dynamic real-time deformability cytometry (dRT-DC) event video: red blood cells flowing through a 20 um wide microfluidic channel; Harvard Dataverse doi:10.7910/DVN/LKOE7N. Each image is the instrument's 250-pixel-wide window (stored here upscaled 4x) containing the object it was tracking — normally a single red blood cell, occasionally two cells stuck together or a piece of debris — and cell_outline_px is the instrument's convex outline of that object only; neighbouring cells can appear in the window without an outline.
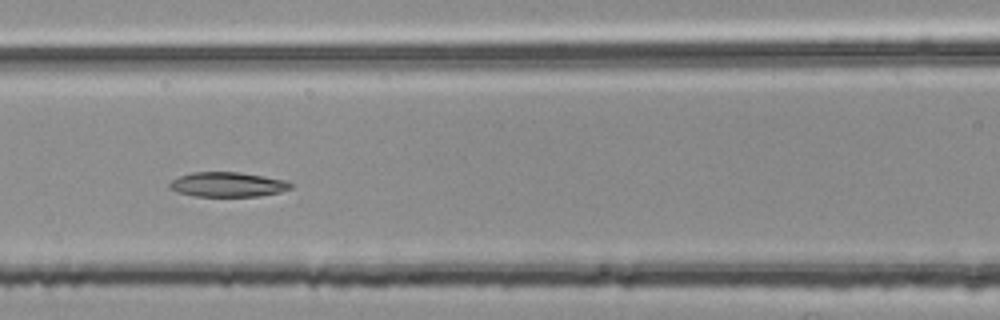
{"species": "common noctule bat (a hibernating species)", "species_latin": "Nyctalus noctula", "temperature_condition": "room temperature", "stored_images_in_passage": 50, "segment_of_instrument_passage": [2, 2], "camera_frame_rate_fps": 3000, "um_per_image_px": 0.085, "animal": {"sex": "female", "body_mass_g": 25.1}, "frame": {"image": 1, "passage_image": 22, "time_ms": 7.0, "image_size_px": [1000, 320], "cell_outline_px": [[292, 188], [280, 192], [260, 196], [196, 196], [176, 192], [168, 188], [168, 184], [172, 180], [180, 176], [192, 172], [236, 172], [264, 176], [284, 180], [292, 184]], "centroid_in_image_um": [19.32, 15.68], "position_along_channel_um": 147.3, "area_um2": 17.4}}
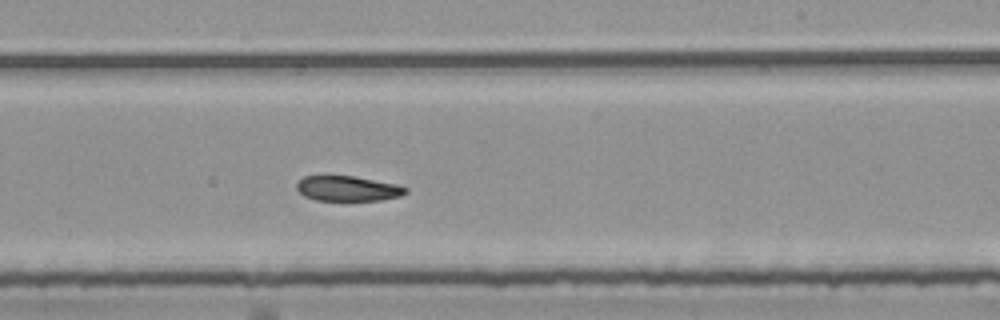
{"frame": {"image": 2, "passage_image": 31, "time_ms": 10.0, "image_size_px": [1000, 320], "cell_outline_px": [[408, 192], [400, 196], [380, 200], [316, 200], [304, 196], [296, 188], [296, 184], [304, 176], [352, 176], [396, 184], [408, 188]], "centroid_in_image_um": [29.56, 16.03], "position_along_channel_um": 259.4, "area_um2": 15.78}}
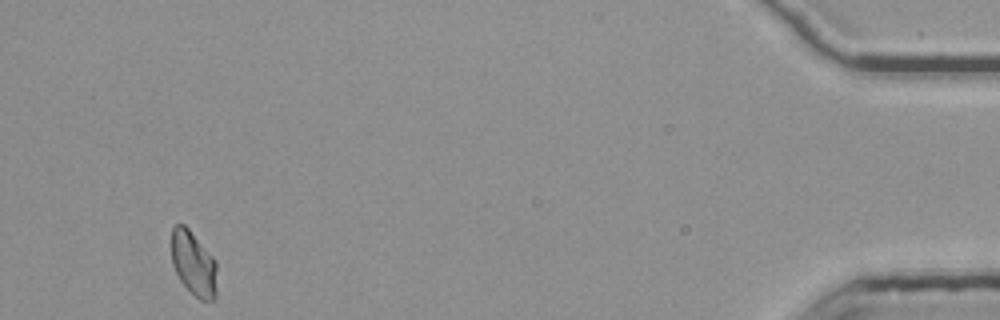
{"frame": {"image": 3, "passage_image": 50, "time_ms": 16.333, "image_size_px": [1000, 320], "cell_outline_px": [[216, 300], [200, 300], [180, 280], [172, 264], [172, 228], [176, 224], [184, 224], [188, 228], [216, 260]], "centroid_in_image_um": [16.46, 22.4], "position_along_channel_um": 418.7, "area_um2": 16.94}}